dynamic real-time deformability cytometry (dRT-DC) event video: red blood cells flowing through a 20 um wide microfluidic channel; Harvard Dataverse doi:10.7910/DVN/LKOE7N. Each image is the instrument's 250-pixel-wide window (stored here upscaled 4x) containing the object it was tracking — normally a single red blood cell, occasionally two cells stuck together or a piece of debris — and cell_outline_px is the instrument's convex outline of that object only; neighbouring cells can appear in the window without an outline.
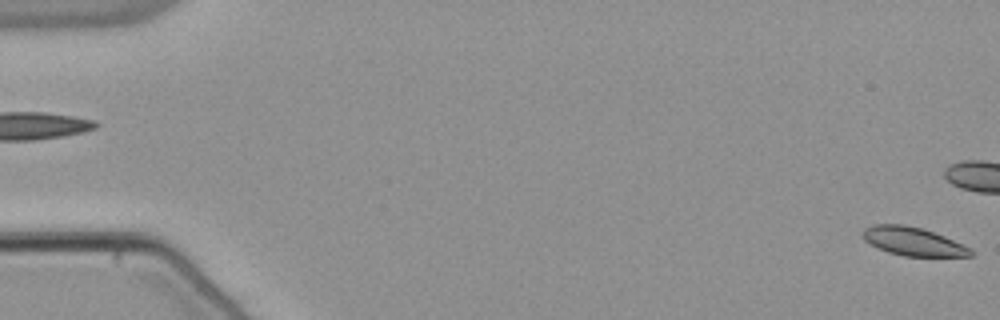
{"species": "common noctule bat (a hibernating species)", "species_latin": "Nyctalus noctula", "temperature_condition": "warm", "stored_images_in_passage": 56, "camera_frame_rate_fps": 3000, "um_per_image_px": 0.085, "animal": {"sex": "male", "body_mass_g": 21.5, "forearm_length_mm": 52.0}, "frame": {"image": 1, "passage_image": 1, "time_ms": 0.0, "image_size_px": [1000, 320], "cell_outline_px": [[972, 256], [904, 256], [888, 252], [876, 248], [864, 240], [860, 232], [864, 228], [872, 224], [904, 224], [920, 228], [944, 236], [972, 248]], "centroid_in_image_um": [77.55, 20.51], "position_along_channel_um": 7.4, "area_um2": 17.98}}
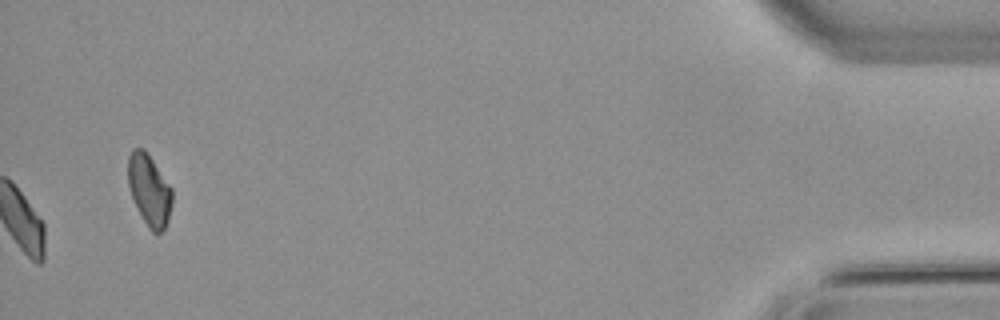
{"frame": {"image": 2, "passage_image": 56, "time_ms": 18.333, "image_size_px": [1000, 320], "cell_outline_px": [[172, 204], [168, 220], [164, 228], [156, 236], [148, 228], [132, 196], [128, 184], [128, 156], [132, 148], [144, 148], [172, 188]], "centroid_in_image_um": [12.69, 16.15], "position_along_channel_um": 422.5, "area_um2": 18.21}, "authors_computed_cell_mechanics": {"area_um2": 18.9006, "velocity_mm_per_s": 3.7956, "shape_relaxation_time_tau1_ms": 7.7408, "shape_relaxation_time_tau2_ms": null, "deformation_change_tau1": 0.1227, "deformation_change_tau2": null}}